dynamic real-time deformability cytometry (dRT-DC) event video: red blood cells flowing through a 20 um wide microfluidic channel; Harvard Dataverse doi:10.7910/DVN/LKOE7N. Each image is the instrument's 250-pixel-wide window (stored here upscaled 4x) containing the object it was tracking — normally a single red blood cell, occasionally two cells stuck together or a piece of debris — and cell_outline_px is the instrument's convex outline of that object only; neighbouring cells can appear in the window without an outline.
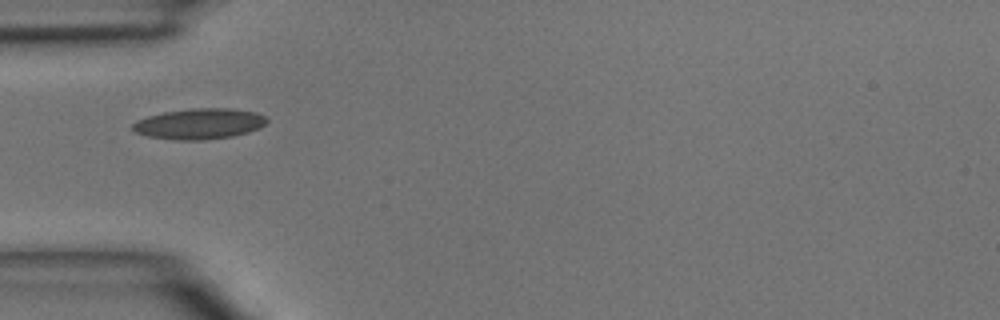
{"species": "common noctule bat (a hibernating species)", "species_latin": "Nyctalus noctula", "temperature_condition": "room temperature", "stored_images_in_passage": 4, "camera_frame_rate_fps": 3000, "um_per_image_px": 0.085, "animal": {"sex": "male", "body_mass_g": 15.6}, "frame": {"image": 1, "passage_image": 2, "time_ms": 1.333, "image_size_px": [1000, 320], "cell_outline_px": [[268, 120], [260, 128], [248, 132], [232, 136], [204, 140], [172, 140], [148, 136], [136, 132], [132, 128], [132, 124], [136, 120], [148, 116], [164, 112], [192, 108], [232, 108], [256, 112], [264, 116]], "centroid_in_image_um": [16.94, 10.52], "position_along_channel_um": 68.1, "area_um2": 24.04}}
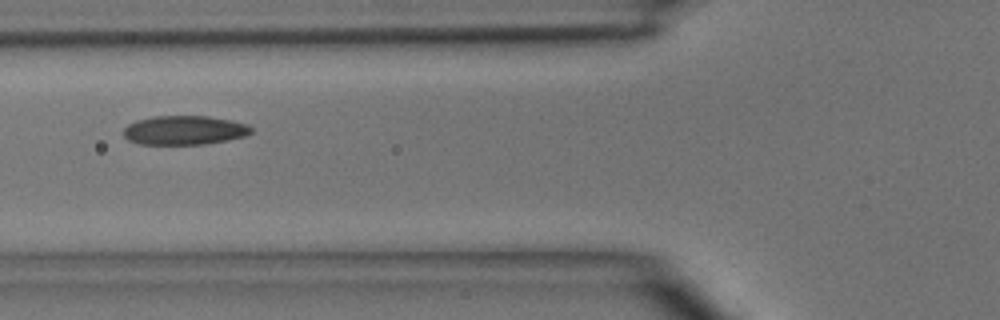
{"frame": {"image": 2, "passage_image": 3, "time_ms": 2.333, "image_size_px": [1000, 320], "cell_outline_px": [[252, 132], [248, 136], [208, 144], [136, 144], [128, 140], [124, 136], [124, 128], [128, 124], [136, 120], [152, 116], [208, 116], [232, 120], [248, 124], [252, 128]], "centroid_in_image_um": [15.7, 11.07], "position_along_channel_um": 110.1, "area_um2": 21.96}}